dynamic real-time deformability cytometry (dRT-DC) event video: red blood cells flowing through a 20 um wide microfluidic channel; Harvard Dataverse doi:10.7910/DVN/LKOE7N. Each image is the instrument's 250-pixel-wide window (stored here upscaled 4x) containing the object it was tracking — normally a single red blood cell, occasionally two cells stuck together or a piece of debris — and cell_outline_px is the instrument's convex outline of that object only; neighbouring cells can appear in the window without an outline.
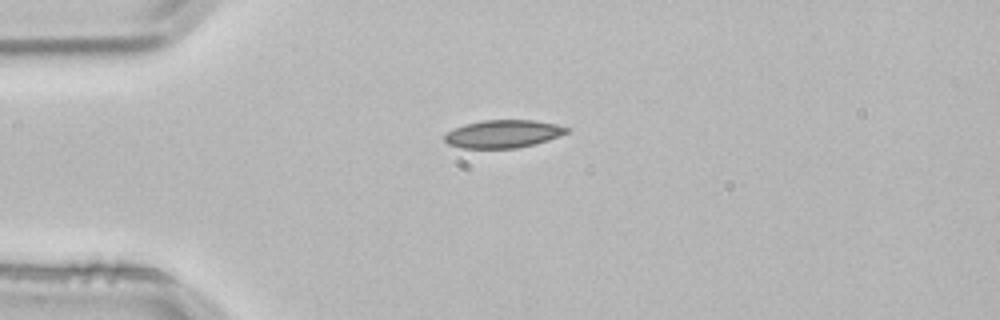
{"species": "common noctule bat (a hibernating species)", "species_latin": "Nyctalus noctula", "temperature_condition": "room temperature", "stored_images_in_passage": 1, "camera_frame_rate_fps": 3000, "um_per_image_px": 0.085, "animal": {"sex": "male", "body_mass_g": 21.5, "forearm_length_mm": 52.0}, "frame": {"image": 1, "passage_image": 1, "time_ms": 0.0, "image_size_px": [1000, 320], "cell_outline_px": [[568, 132], [560, 136], [536, 144], [516, 148], [460, 148], [448, 144], [444, 140], [444, 136], [448, 132], [464, 124], [484, 120], [532, 120], [556, 124], [568, 128]], "centroid_in_image_um": [42.76, 11.38], "position_along_channel_um": 42.2, "area_um2": 19.77}}